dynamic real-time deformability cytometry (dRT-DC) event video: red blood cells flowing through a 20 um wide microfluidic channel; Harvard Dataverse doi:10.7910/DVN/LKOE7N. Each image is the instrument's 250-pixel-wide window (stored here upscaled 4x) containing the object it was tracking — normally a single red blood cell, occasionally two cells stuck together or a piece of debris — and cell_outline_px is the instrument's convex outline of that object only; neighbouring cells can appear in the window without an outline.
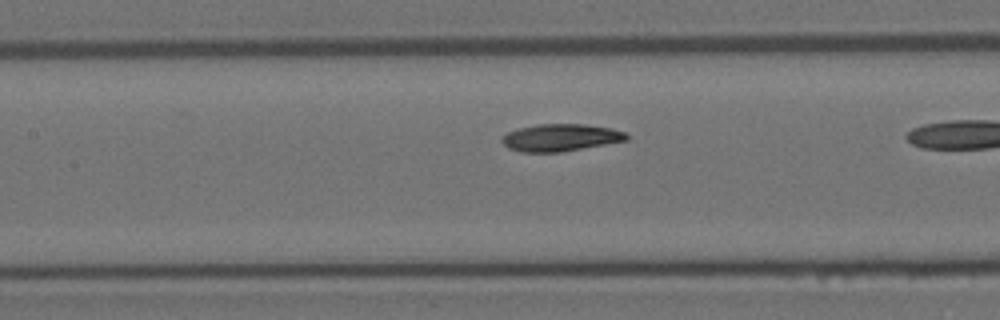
{"species": "Egyptian fruit bat (a non-hibernating species)", "species_latin": "Rousettus aegyptiacus", "temperature_condition": "room temperature", "stored_images_in_passage": 34, "camera_frame_rate_fps": 3000, "um_per_image_px": 0.085, "animal": {"sex": "female"}, "frame": {"image": 1, "passage_image": 19, "time_ms": 6.0, "image_size_px": [1000, 320], "cell_outline_px": [[628, 140], [560, 152], [520, 152], [508, 148], [500, 140], [508, 132], [520, 128], [536, 124], [584, 124], [612, 128], [624, 132], [628, 136]], "centroid_in_image_um": [47.64, 11.69], "position_along_channel_um": 159.8, "area_um2": 19.65}}
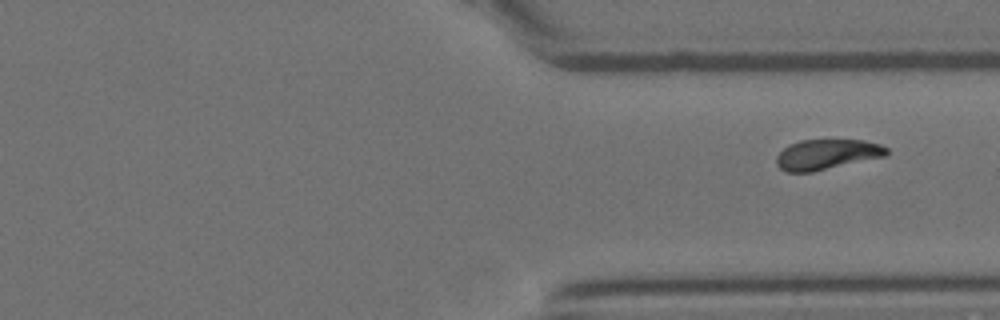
{"frame": {"image": 2, "passage_image": 34, "time_ms": 11.0, "image_size_px": [1000, 320], "cell_outline_px": [[888, 156], [812, 172], [784, 172], [776, 164], [776, 156], [788, 144], [800, 140], [860, 140], [880, 144], [888, 148]], "centroid_in_image_um": [70.28, 13.13], "position_along_channel_um": 341.1, "area_um2": 19.59}}